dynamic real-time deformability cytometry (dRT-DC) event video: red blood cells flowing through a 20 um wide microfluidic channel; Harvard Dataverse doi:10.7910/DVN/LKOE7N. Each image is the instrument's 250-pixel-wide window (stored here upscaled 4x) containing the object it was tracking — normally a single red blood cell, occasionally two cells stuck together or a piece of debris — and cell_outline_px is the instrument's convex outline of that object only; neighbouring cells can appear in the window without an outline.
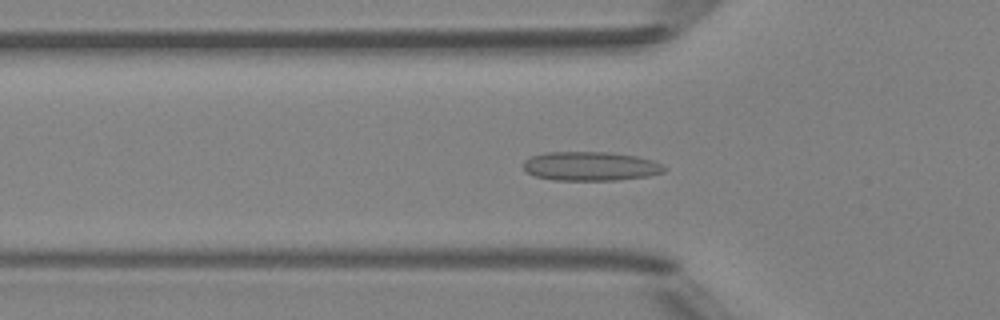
{"species": "Egyptian fruit bat (a non-hibernating species)", "species_latin": "Rousettus aegyptiacus", "temperature_condition": "room temperature", "stored_images_in_passage": 49, "camera_frame_rate_fps": 3000, "um_per_image_px": 0.085, "animal": {"sex": "female"}, "frame": {"image": 1, "passage_image": 16, "time_ms": 5.0, "image_size_px": [1000, 320], "cell_outline_px": [[664, 172], [648, 176], [616, 180], [552, 180], [536, 176], [528, 172], [524, 168], [524, 160], [528, 156], [544, 152], [608, 152], [636, 156], [652, 160], [660, 164], [664, 168]], "centroid_in_image_um": [50.15, 14.12], "position_along_channel_um": 75.7, "area_um2": 23.81}}
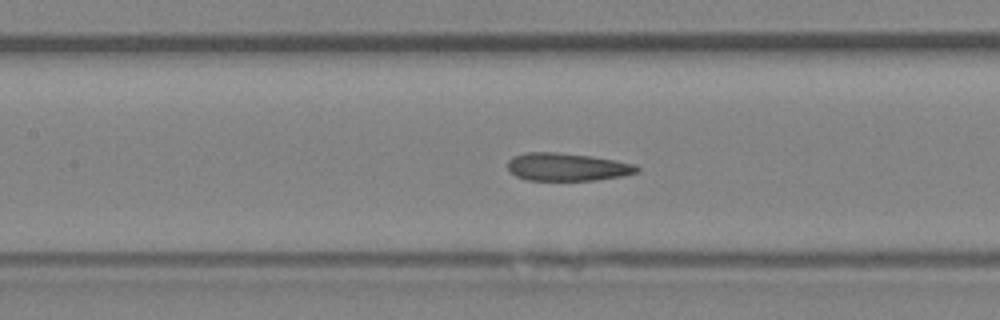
{"frame": {"image": 2, "passage_image": 22, "time_ms": 7.0, "image_size_px": [1000, 320], "cell_outline_px": [[640, 172], [620, 176], [596, 180], [528, 180], [516, 176], [508, 168], [508, 160], [512, 156], [528, 152], [556, 152], [592, 156], [616, 160], [636, 164], [640, 168]], "centroid_in_image_um": [48.23, 14.18], "position_along_channel_um": 159.2, "area_um2": 21.04}}
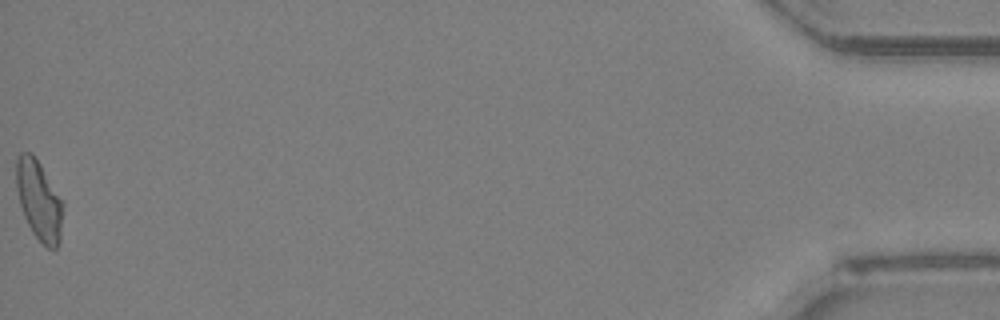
{"frame": {"image": 3, "passage_image": 49, "time_ms": 16.0, "image_size_px": [1000, 320], "cell_outline_px": [[64, 204], [60, 240], [56, 248], [48, 248], [32, 232], [24, 216], [20, 204], [16, 188], [16, 160], [20, 152], [32, 152], [64, 200]], "centroid_in_image_um": [3.33, 17.0], "position_along_channel_um": 431.9, "area_um2": 21.85}, "authors_computed_cell_mechanics": {"area_um2": 21.4438, "velocity_mm_per_s": 4.168, "shape_relaxation_time_tau1_ms": null, "shape_relaxation_time_tau2_ms": 3.0892, "deformation_change_tau1": null, "deformation_change_tau2": 0.1069}}